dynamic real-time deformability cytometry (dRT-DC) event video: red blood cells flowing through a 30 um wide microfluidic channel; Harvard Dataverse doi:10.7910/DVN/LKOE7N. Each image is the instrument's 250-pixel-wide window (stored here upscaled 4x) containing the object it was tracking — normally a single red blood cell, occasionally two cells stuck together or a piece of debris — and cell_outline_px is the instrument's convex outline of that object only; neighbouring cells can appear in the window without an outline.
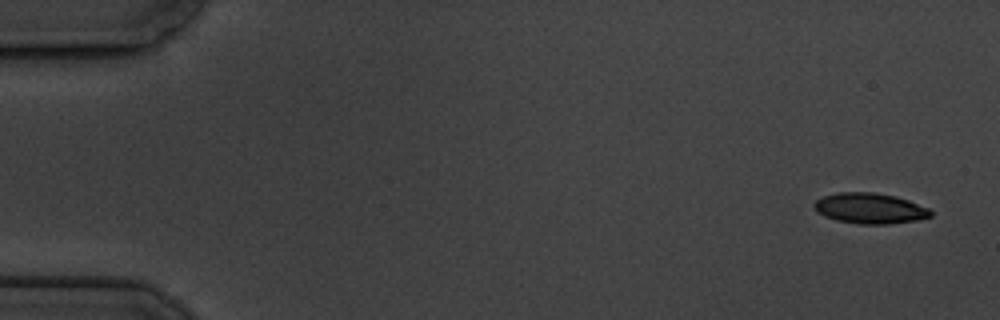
{"species": "common noctule bat (a hibernating species)", "species_latin": "Nyctalus noctula", "temperature_condition": "cold", "stored_images_in_passage": 6, "camera_frame_rate_fps": 3000, "um_per_image_px": 0.085, "animal": {"sex": "male", "body_mass_g": 19.5, "forearm_length_mm": 54.6}, "frame": {"image": 1, "passage_image": 1, "time_ms": 0.0, "image_size_px": [1000, 320], "cell_outline_px": [[932, 216], [916, 220], [888, 224], [860, 224], [836, 220], [824, 216], [816, 212], [812, 204], [816, 200], [824, 196], [840, 192], [876, 192], [896, 196], [908, 200], [928, 208], [932, 212]], "centroid_in_image_um": [73.92, 17.7], "position_along_channel_um": 11.1, "area_um2": 20.81}}